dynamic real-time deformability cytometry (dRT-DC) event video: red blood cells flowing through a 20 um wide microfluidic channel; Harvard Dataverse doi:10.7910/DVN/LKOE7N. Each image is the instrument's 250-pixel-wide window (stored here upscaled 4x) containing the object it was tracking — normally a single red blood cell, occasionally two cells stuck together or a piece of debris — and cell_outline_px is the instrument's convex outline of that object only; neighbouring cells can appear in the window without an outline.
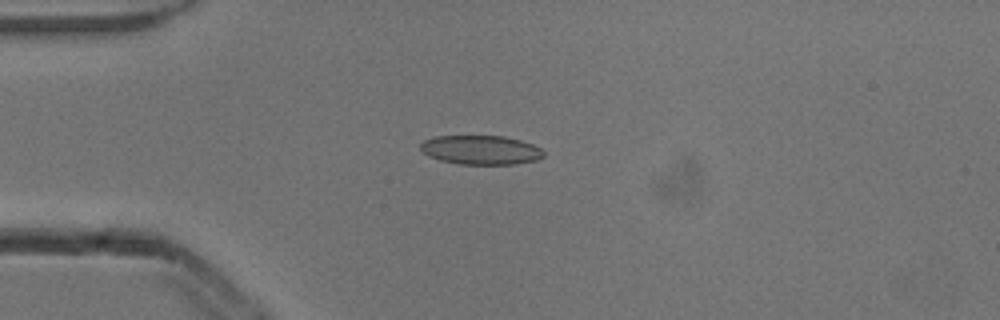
{"species": "common noctule bat (a hibernating species)", "species_latin": "Nyctalus noctula", "temperature_condition": "cold", "stored_images_in_passage": 5, "camera_frame_rate_fps": 3000, "um_per_image_px": 0.085, "animal": {"sex": "male", "body_mass_g": 13.3}, "frame": {"image": 1, "passage_image": 3, "time_ms": 0.667, "image_size_px": [1000, 320], "cell_outline_px": [[544, 156], [536, 160], [516, 164], [460, 164], [440, 160], [428, 156], [420, 148], [420, 144], [424, 140], [436, 136], [504, 136], [520, 140], [532, 144], [540, 148], [544, 152]], "centroid_in_image_um": [40.87, 12.74], "position_along_channel_um": 44.1, "area_um2": 20.87}}
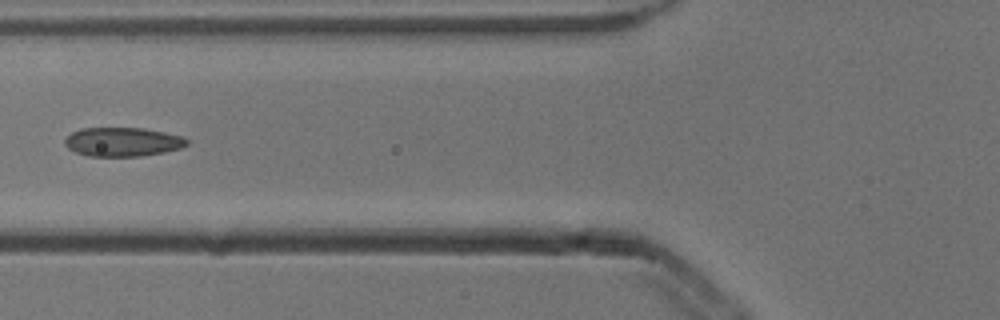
{"frame": {"image": 2, "passage_image": 5, "time_ms": 1.333, "image_size_px": [1000, 320], "cell_outline_px": [[188, 144], [180, 148], [164, 152], [140, 156], [88, 156], [76, 152], [68, 148], [64, 144], [64, 140], [72, 132], [80, 128], [144, 128], [184, 136], [188, 140]], "centroid_in_image_um": [10.43, 12.05], "position_along_channel_um": 115.4, "area_um2": 20.63}}